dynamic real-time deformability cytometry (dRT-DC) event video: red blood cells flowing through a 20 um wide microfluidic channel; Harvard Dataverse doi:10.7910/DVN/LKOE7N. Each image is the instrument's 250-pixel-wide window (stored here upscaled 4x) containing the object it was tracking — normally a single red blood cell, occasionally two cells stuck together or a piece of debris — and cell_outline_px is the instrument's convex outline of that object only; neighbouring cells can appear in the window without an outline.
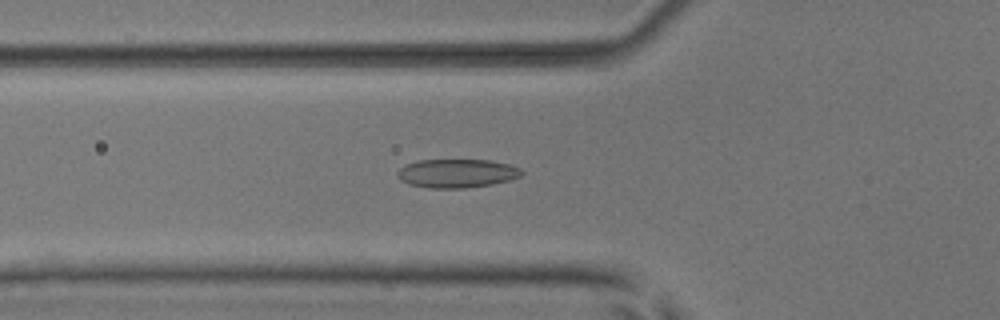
{"species": "common noctule bat (a hibernating species)", "species_latin": "Nyctalus noctula", "temperature_condition": "room temperature", "stored_images_in_passage": 54, "camera_frame_rate_fps": 3000, "um_per_image_px": 0.085, "animal": {"sex": "male", "body_mass_g": 17.9, "forearm_length_mm": 54.2}, "frame": {"image": 1, "passage_image": 20, "time_ms": 6.333, "image_size_px": [1000, 320], "cell_outline_px": [[524, 172], [520, 176], [508, 180], [492, 184], [468, 188], [428, 188], [408, 184], [400, 180], [396, 176], [396, 172], [400, 168], [408, 164], [420, 160], [492, 160], [508, 164], [520, 168]], "centroid_in_image_um": [38.82, 14.74], "position_along_channel_um": 87.0, "area_um2": 20.81}}
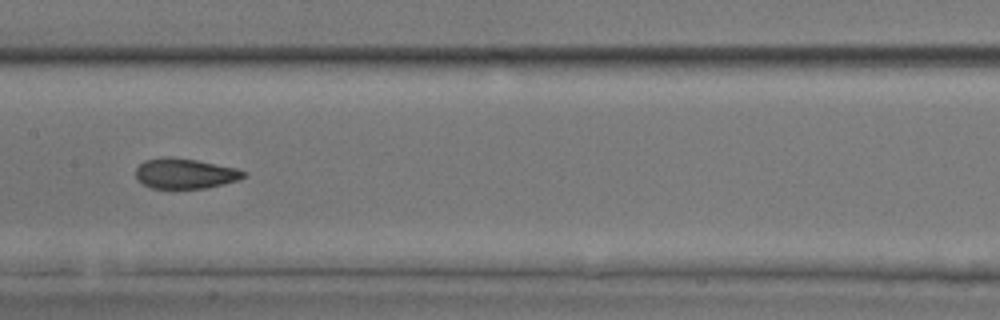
{"frame": {"image": 2, "passage_image": 28, "time_ms": 9.0, "image_size_px": [1000, 320], "cell_outline_px": [[248, 176], [240, 180], [208, 188], [152, 188], [136, 180], [136, 168], [144, 160], [168, 156], [196, 160], [236, 168], [248, 172]], "centroid_in_image_um": [15.77, 14.75], "position_along_channel_um": 191.6, "area_um2": 19.19}}
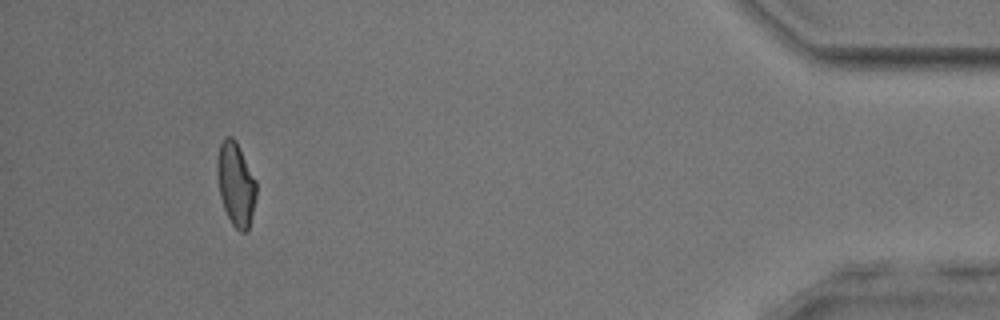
{"frame": {"image": 3, "passage_image": 50, "time_ms": 16.333, "image_size_px": [1000, 320], "cell_outline_px": [[256, 196], [248, 232], [240, 232], [232, 224], [224, 208], [220, 196], [216, 172], [216, 156], [220, 144], [224, 136], [232, 136], [236, 140], [256, 180]], "centroid_in_image_um": [20.03, 15.61], "position_along_channel_um": 415.2, "area_um2": 19.25}, "authors_computed_cell_mechanics": {"area_um2": 19.5075, "velocity_mm_per_s": 3.9246, "shape_relaxation_time_tau1_ms": 8.4351, "shape_relaxation_time_tau2_ms": 1.635, "deformation_change_tau1": 0.1935, "deformation_change_tau2": 0.0704}}